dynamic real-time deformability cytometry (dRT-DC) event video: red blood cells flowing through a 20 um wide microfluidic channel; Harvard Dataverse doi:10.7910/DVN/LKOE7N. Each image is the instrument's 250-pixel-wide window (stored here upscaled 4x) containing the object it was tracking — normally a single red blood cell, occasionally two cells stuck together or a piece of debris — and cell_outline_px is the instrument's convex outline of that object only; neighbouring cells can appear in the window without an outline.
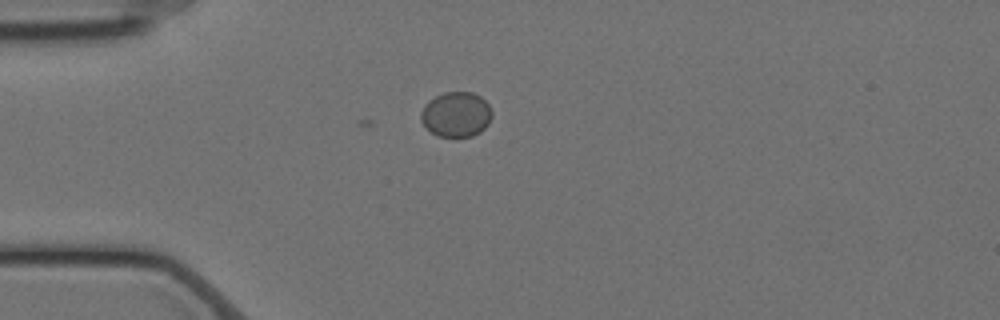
{"species": "Egyptian fruit bat (a non-hibernating species)", "species_latin": "Rousettus aegyptiacus", "temperature_condition": "cold", "stored_images_in_passage": 5, "camera_frame_rate_fps": 3000, "um_per_image_px": 0.085, "animal": {"sex": "female"}, "frame": {"image": 1, "passage_image": 1, "time_ms": 0.0, "image_size_px": [1000, 320], "cell_outline_px": [[492, 116], [488, 124], [480, 132], [472, 136], [436, 136], [424, 128], [420, 120], [420, 112], [424, 104], [428, 100], [444, 92], [472, 92], [480, 96], [488, 104], [492, 112]], "centroid_in_image_um": [38.73, 9.73], "position_along_channel_um": 46.3, "area_um2": 18.9}}